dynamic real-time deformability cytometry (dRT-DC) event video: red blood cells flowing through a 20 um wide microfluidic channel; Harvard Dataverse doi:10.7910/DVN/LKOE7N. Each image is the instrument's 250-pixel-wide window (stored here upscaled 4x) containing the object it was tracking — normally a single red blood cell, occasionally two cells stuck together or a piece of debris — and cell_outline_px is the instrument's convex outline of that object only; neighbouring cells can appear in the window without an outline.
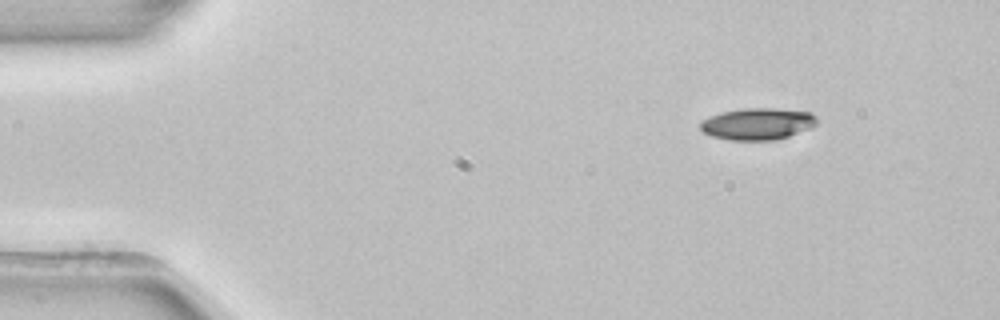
{"species": "common noctule bat (a hibernating species)", "species_latin": "Nyctalus noctula", "temperature_condition": "room temperature", "stored_images_in_passage": 47, "camera_frame_rate_fps": 3000, "um_per_image_px": 0.085, "animal": {"sex": "female", "body_mass_g": 22.7, "forearm_length_mm": 54.2}, "frame": {"image": 1, "passage_image": 1, "time_ms": 0.0, "image_size_px": [1000, 320], "cell_outline_px": [[816, 124], [812, 128], [776, 140], [728, 140], [712, 136], [704, 132], [700, 128], [700, 120], [720, 112], [740, 108], [776, 108], [812, 112], [816, 116]], "centroid_in_image_um": [64.39, 10.52], "position_along_channel_um": 20.6, "area_um2": 21.85}}
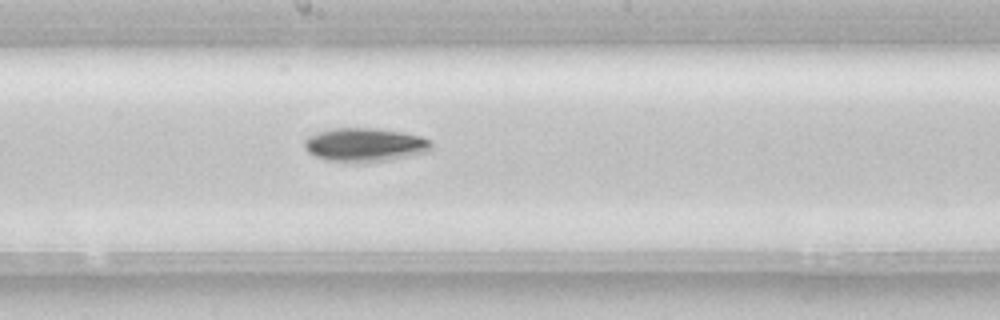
{"frame": {"image": 2, "passage_image": 23, "time_ms": 7.333, "image_size_px": [1000, 320], "cell_outline_px": [[432, 148], [428, 152], [388, 160], [328, 160], [316, 156], [308, 152], [304, 148], [304, 140], [308, 136], [316, 132], [332, 128], [372, 128], [404, 132], [420, 136], [428, 140], [432, 144]], "centroid_in_image_um": [31.01, 12.27], "position_along_channel_um": 217.2, "area_um2": 24.33}}
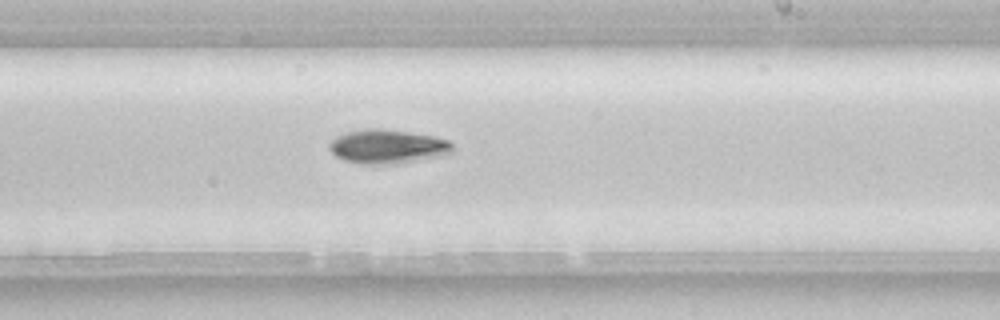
{"frame": {"image": 3, "passage_image": 26, "time_ms": 8.333, "image_size_px": [1000, 320], "cell_outline_px": [[452, 152], [444, 156], [400, 164], [360, 164], [344, 160], [336, 156], [328, 148], [328, 144], [336, 136], [348, 132], [368, 128], [380, 128], [408, 132], [432, 136], [448, 140], [452, 144]], "centroid_in_image_um": [32.95, 12.47], "position_along_channel_um": 256.1, "area_um2": 24.62}, "authors_computed_cell_mechanics": {"area_um2": 22.3686, "velocity_mm_per_s": 3.9265, "shape_relaxation_time_tau1_ms": 2.9208, "shape_relaxation_time_tau2_ms": null, "deformation_change_tau1": 0.1074, "deformation_change_tau2": null}}